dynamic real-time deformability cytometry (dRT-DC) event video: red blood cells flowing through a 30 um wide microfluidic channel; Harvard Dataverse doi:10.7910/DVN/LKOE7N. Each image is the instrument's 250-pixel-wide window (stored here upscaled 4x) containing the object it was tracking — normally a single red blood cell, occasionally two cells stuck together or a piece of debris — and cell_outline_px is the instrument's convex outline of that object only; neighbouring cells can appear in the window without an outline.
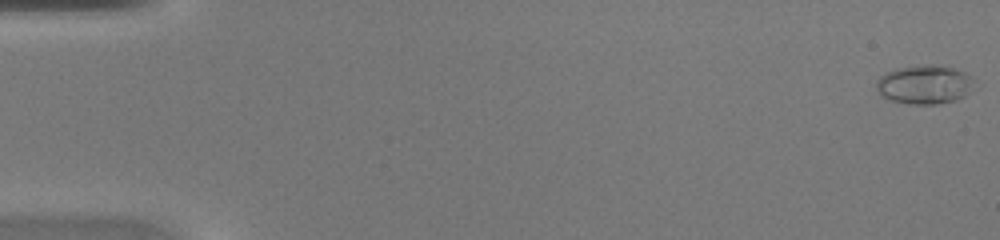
{"species": "common noctule bat (a hibernating species)", "species_latin": "Nyctalus noctula", "temperature_condition": "warm", "stored_images_in_passage": 46, "camera_frame_rate_fps": 3000, "um_per_image_px": 0.085, "animal": {"sex": "female", "body_mass_g": 20.0, "forearm_length_mm": 54.0}, "frame": {"image": 1, "passage_image": 1, "time_ms": 0.0, "image_size_px": [1000, 240], "cell_outline_px": [[972, 80], [964, 96], [956, 100], [936, 104], [908, 104], [892, 100], [884, 96], [876, 88], [876, 80], [884, 72], [896, 68], [924, 64], [936, 64], [952, 68], [964, 72], [972, 76]], "centroid_in_image_um": [78.52, 7.16], "position_along_channel_um": 6.5, "area_um2": 21.96}}
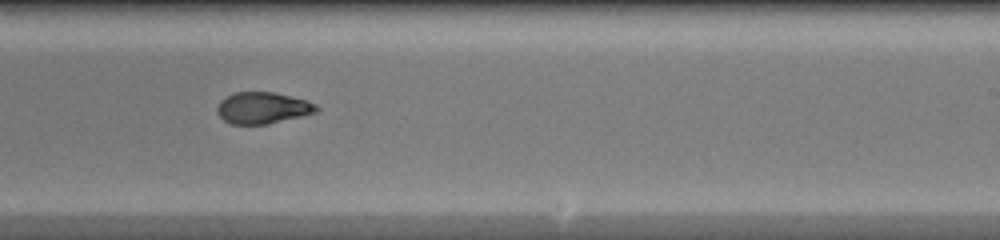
{"frame": {"image": 2, "passage_image": 29, "time_ms": 9.333, "image_size_px": [1000, 240], "cell_outline_px": [[320, 108], [316, 112], [300, 116], [264, 124], [232, 124], [224, 120], [216, 112], [216, 108], [220, 100], [224, 96], [236, 92], [276, 92], [304, 100], [316, 104]], "centroid_in_image_um": [22.28, 9.16], "position_along_channel_um": 266.7, "area_um2": 18.09}}
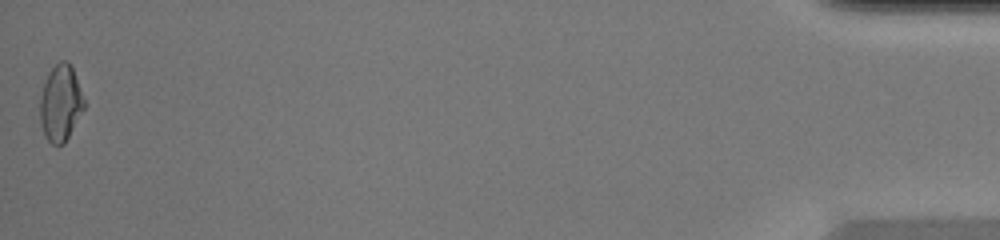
{"frame": {"image": 3, "passage_image": 46, "time_ms": 15.0, "image_size_px": [1000, 240], "cell_outline_px": [[84, 108], [64, 144], [52, 144], [48, 140], [40, 124], [40, 96], [48, 72], [60, 60], [68, 60], [72, 68], [84, 100]], "centroid_in_image_um": [5.13, 8.75], "position_along_channel_um": 430.1, "area_um2": 19.25}}